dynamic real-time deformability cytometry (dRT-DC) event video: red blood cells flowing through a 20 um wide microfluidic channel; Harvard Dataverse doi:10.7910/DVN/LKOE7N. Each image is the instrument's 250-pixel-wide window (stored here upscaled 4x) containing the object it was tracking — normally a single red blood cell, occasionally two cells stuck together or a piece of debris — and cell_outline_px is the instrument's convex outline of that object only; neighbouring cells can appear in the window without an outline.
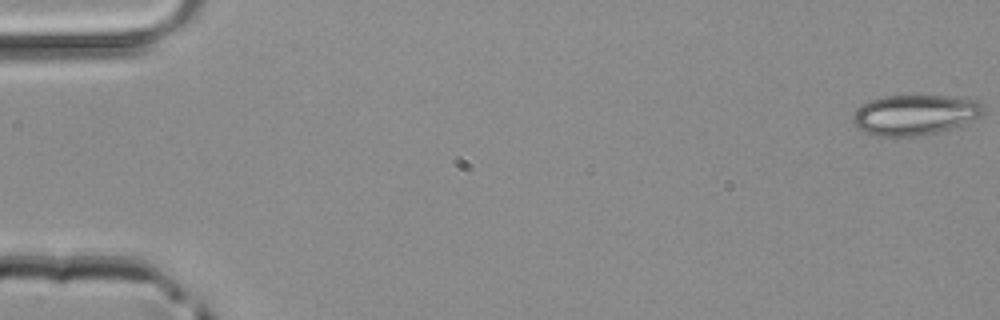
{"species": "common noctule bat (a hibernating species)", "species_latin": "Nyctalus noctula", "temperature_condition": "room temperature", "stored_images_in_passage": 47, "camera_frame_rate_fps": 3000, "um_per_image_px": 0.085, "animal": {"sex": "male", "body_mass_g": 20.4}, "frame": {"image": 1, "passage_image": 1, "time_ms": 0.0, "image_size_px": [1000, 320], "cell_outline_px": [[984, 112], [980, 116], [964, 124], [936, 132], [920, 136], [876, 136], [856, 128], [852, 120], [852, 116], [868, 100], [884, 96], [948, 96], [980, 100], [984, 104]], "centroid_in_image_um": [77.79, 9.75], "position_along_channel_um": 7.2, "area_um2": 30.63}}
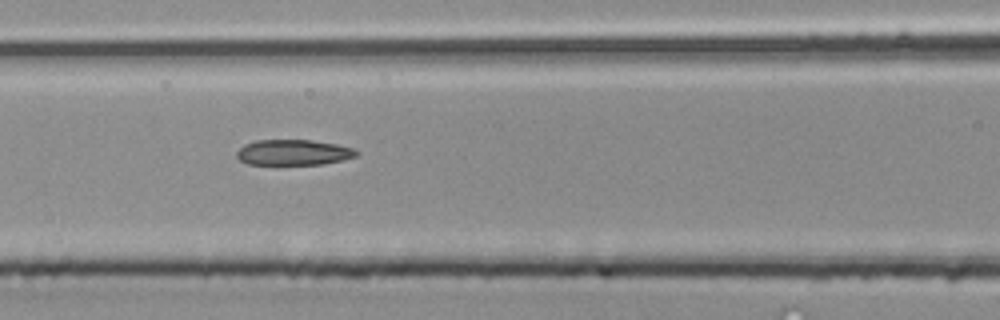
{"frame": {"image": 2, "passage_image": 21, "time_ms": 6.667, "image_size_px": [1000, 320], "cell_outline_px": [[360, 152], [356, 156], [344, 160], [320, 164], [248, 164], [240, 160], [236, 156], [236, 152], [244, 144], [256, 140], [312, 140], [336, 144], [356, 148]], "centroid_in_image_um": [24.97, 12.95], "position_along_channel_um": 141.6, "area_um2": 17.92}}
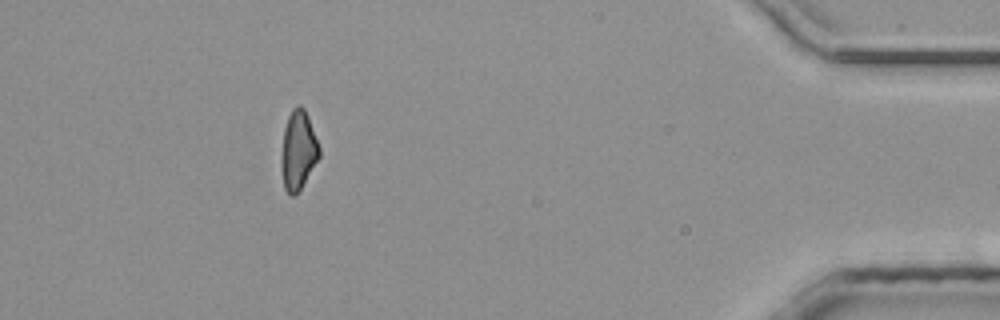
{"frame": {"image": 3, "passage_image": 43, "time_ms": 14.0, "image_size_px": [1000, 320], "cell_outline_px": [[320, 156], [300, 188], [292, 196], [284, 188], [280, 168], [280, 160], [284, 128], [288, 116], [292, 108], [296, 104], [300, 104], [304, 108], [308, 116], [320, 148]], "centroid_in_image_um": [25.32, 12.73], "position_along_channel_um": 409.9, "area_um2": 17.46}}